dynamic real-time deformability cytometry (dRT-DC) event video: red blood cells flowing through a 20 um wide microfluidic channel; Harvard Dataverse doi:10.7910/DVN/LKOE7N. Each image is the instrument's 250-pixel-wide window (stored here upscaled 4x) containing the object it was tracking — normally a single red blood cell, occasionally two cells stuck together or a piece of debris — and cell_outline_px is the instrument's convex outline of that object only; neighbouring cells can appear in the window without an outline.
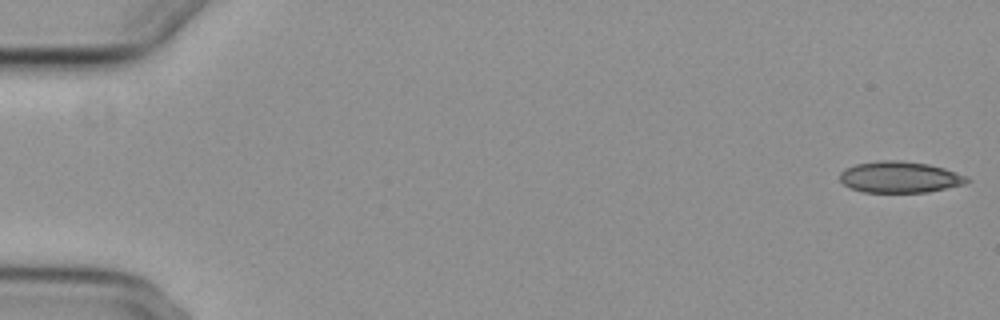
{"species": "common noctule bat (a hibernating species)", "species_latin": "Nyctalus noctula", "temperature_condition": "cold", "stored_images_in_passage": 7, "camera_frame_rate_fps": 3000, "um_per_image_px": 0.085, "animal": {"sex": "female", "body_mass_g": 29.2, "forearm_length_mm": 56.3}, "frame": {"image": 1, "passage_image": 1, "time_ms": 0.0, "image_size_px": [1000, 320], "cell_outline_px": [[972, 180], [964, 184], [928, 192], [864, 192], [852, 188], [844, 184], [840, 180], [840, 172], [844, 168], [856, 164], [880, 160], [900, 160], [928, 164], [944, 168], [968, 176]], "centroid_in_image_um": [76.5, 15.05], "position_along_channel_um": 8.5, "area_um2": 23.24}}
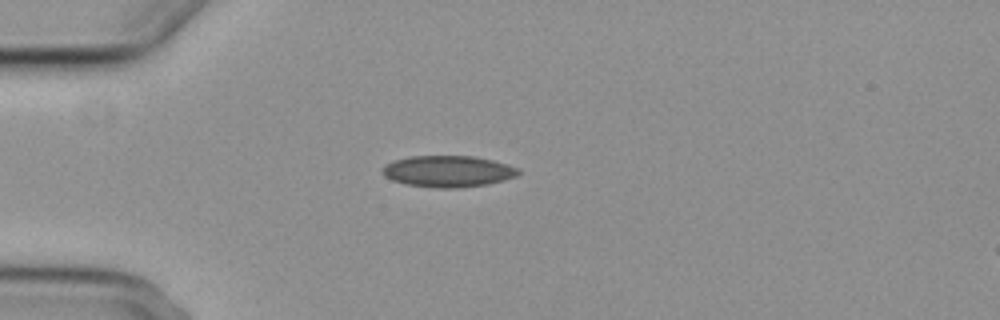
{"frame": {"image": 2, "passage_image": 5, "time_ms": 4.667, "image_size_px": [1000, 320], "cell_outline_px": [[520, 172], [516, 176], [504, 180], [488, 184], [456, 188], [440, 188], [408, 184], [392, 180], [384, 176], [380, 172], [384, 164], [408, 156], [476, 156], [508, 164], [520, 168]], "centroid_in_image_um": [38.09, 14.55], "position_along_channel_um": 46.9, "area_um2": 24.97}}
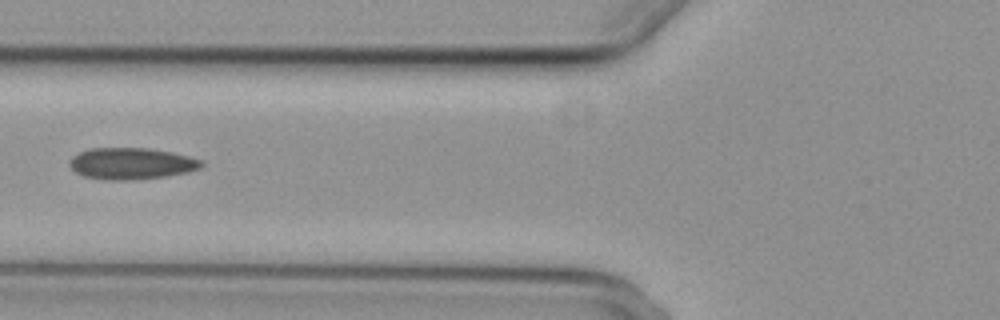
{"frame": {"image": 3, "passage_image": 7, "time_ms": 7.0, "image_size_px": [1000, 320], "cell_outline_px": [[204, 164], [200, 168], [188, 172], [164, 176], [136, 180], [104, 180], [84, 176], [76, 172], [68, 164], [68, 160], [72, 156], [88, 148], [148, 148], [172, 152], [204, 160]], "centroid_in_image_um": [11.16, 13.9], "position_along_channel_um": 114.6, "area_um2": 24.45}}